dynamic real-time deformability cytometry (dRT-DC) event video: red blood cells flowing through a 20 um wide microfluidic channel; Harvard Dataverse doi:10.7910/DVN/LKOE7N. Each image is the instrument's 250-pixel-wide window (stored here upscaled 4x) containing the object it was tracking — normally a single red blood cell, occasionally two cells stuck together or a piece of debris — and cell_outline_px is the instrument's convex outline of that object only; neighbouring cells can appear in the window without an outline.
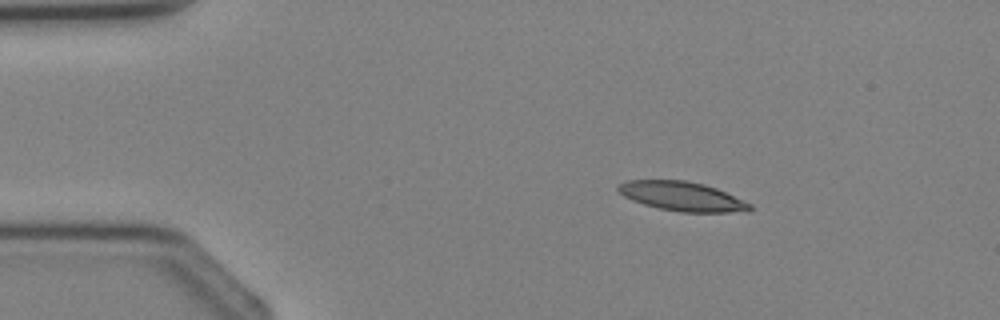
{"species": "Egyptian fruit bat (a non-hibernating species)", "species_latin": "Rousettus aegyptiacus", "temperature_condition": "cold", "stored_images_in_passage": 2, "camera_frame_rate_fps": 3000, "um_per_image_px": 0.085, "animal": {"sex": "female"}, "frame": {"image": 1, "passage_image": 1, "time_ms": 0.0, "image_size_px": [1000, 320], "cell_outline_px": [[752, 208], [748, 212], [680, 212], [660, 208], [644, 204], [632, 200], [624, 196], [616, 188], [620, 184], [628, 180], [684, 180], [704, 184], [716, 188], [752, 204]], "centroid_in_image_um": [58.0, 16.69], "position_along_channel_um": 27.0, "area_um2": 22.31}}